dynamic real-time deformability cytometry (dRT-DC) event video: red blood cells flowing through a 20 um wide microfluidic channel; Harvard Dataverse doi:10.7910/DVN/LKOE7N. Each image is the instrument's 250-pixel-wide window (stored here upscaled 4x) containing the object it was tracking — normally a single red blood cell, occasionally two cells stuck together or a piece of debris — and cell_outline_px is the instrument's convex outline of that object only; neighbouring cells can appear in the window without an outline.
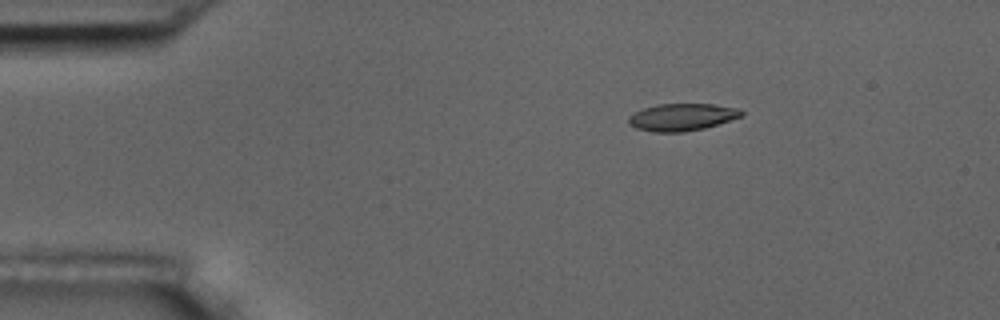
{"species": "common noctule bat (a hibernating species)", "species_latin": "Nyctalus noctula", "temperature_condition": "room temperature", "stored_images_in_passage": 5, "camera_frame_rate_fps": 3000, "um_per_image_px": 0.085, "animal": {"sex": "male", "body_mass_g": 17.5, "forearm_length_mm": 52.3}, "frame": {"image": 1, "passage_image": 3, "time_ms": 2.333, "image_size_px": [1000, 320], "cell_outline_px": [[744, 112], [740, 116], [704, 128], [684, 132], [652, 132], [636, 128], [628, 124], [628, 116], [644, 108], [656, 104], [712, 104], [740, 108]], "centroid_in_image_um": [57.93, 9.95], "position_along_channel_um": 27.1, "area_um2": 17.8}}
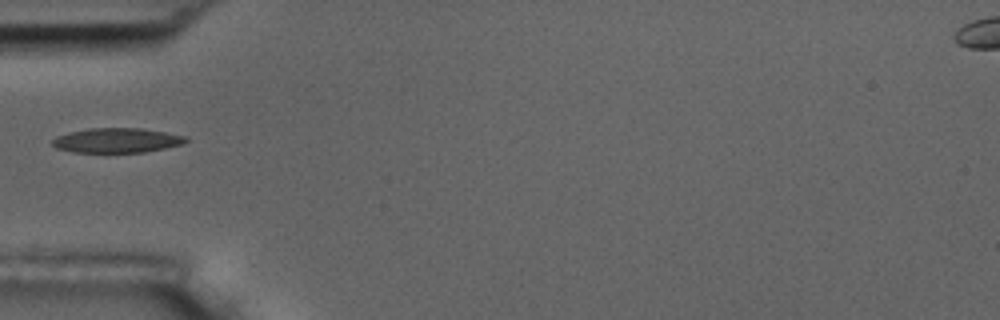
{"frame": {"image": 2, "passage_image": 5, "time_ms": 5.333, "image_size_px": [1000, 320], "cell_outline_px": [[188, 140], [184, 144], [144, 152], [72, 152], [56, 148], [52, 144], [52, 140], [56, 136], [68, 132], [88, 128], [140, 128], [188, 136]], "centroid_in_image_um": [9.93, 11.93], "position_along_channel_um": 75.1, "area_um2": 19.25}}